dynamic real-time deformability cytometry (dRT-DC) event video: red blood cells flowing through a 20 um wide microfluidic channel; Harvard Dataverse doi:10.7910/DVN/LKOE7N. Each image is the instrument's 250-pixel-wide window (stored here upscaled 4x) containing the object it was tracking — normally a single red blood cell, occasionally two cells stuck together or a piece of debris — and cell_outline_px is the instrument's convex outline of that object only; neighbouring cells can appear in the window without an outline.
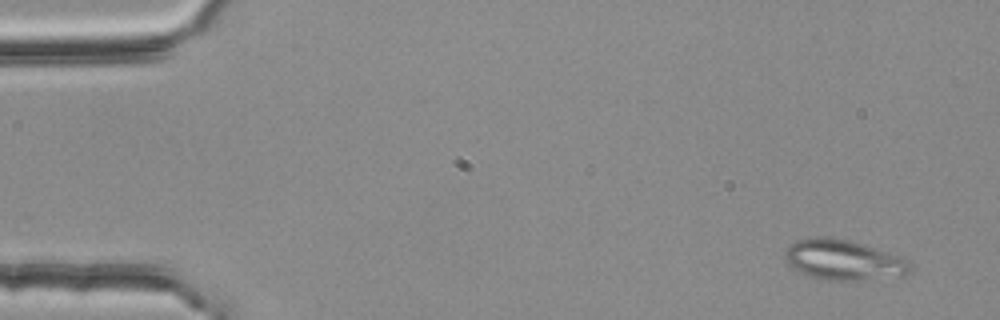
{"species": "common noctule bat (a hibernating species)", "species_latin": "Nyctalus noctula", "temperature_condition": "room temperature", "stored_images_in_passage": 54, "segment_of_instrument_passage": [1, 2], "camera_frame_rate_fps": 3000, "um_per_image_px": 0.085, "animal": {"sex": "female", "body_mass_g": 25.1}, "frame": {"image": 1, "passage_image": 4, "time_ms": 1.0, "image_size_px": [1000, 320], "cell_outline_px": [[912, 272], [908, 276], [856, 280], [828, 280], [808, 276], [800, 272], [788, 264], [784, 260], [784, 252], [796, 240], [812, 236], [832, 236], [852, 240], [888, 252], [908, 260], [912, 268]], "centroid_in_image_um": [71.71, 22.08], "position_along_channel_um": 13.3, "area_um2": 29.88}}